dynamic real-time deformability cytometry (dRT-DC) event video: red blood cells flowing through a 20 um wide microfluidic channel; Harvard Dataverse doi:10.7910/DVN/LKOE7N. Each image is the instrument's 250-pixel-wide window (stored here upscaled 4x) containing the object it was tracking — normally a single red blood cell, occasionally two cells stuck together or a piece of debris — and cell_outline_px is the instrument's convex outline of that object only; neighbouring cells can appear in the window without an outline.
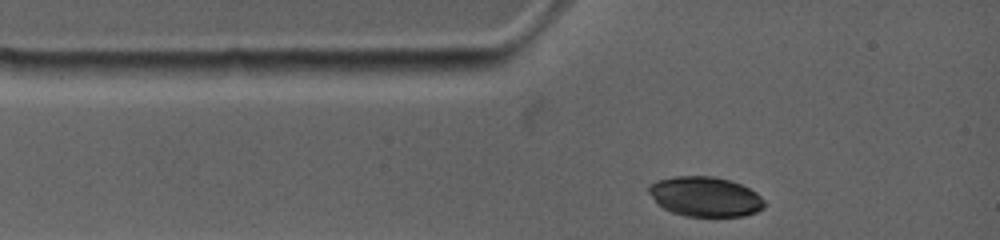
{"species": "common noctule bat (a hibernating species)", "species_latin": "Nyctalus noctula", "temperature_condition": "warm", "stored_images_in_passage": 2, "camera_frame_rate_fps": 4500, "um_per_image_px": 0.085, "animal": {"sex": "female", "body_mass_g": 19.0, "forearm_length_mm": 53.3}, "frame": {"image": 1, "passage_image": 1, "time_ms": 0.0, "image_size_px": [1000, 240], "cell_outline_px": [[764, 208], [756, 212], [744, 216], [684, 216], [672, 212], [664, 208], [648, 192], [648, 184], [656, 180], [676, 176], [712, 176], [728, 180], [740, 184], [756, 192], [764, 200]], "centroid_in_image_um": [59.94, 16.71], "position_along_channel_um": 25.1, "area_um2": 26.7}}